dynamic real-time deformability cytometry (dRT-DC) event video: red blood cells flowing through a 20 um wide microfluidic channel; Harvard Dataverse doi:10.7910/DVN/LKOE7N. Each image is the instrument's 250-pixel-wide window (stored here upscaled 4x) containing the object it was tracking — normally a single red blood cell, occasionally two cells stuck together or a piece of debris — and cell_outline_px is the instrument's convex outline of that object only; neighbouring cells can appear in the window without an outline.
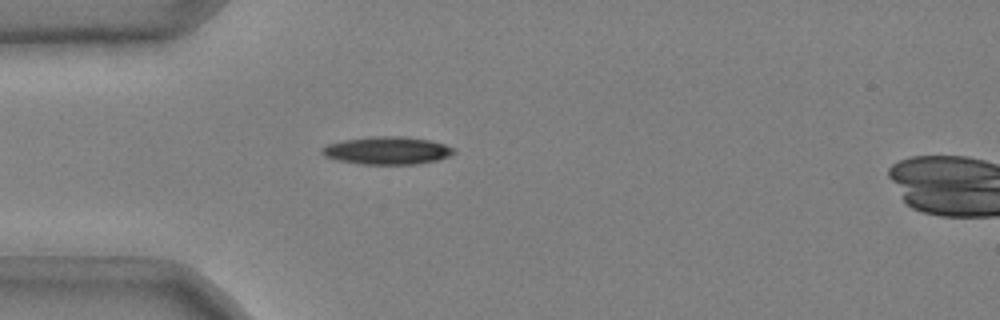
{"species": "common noctule bat (a hibernating species)", "species_latin": "Nyctalus noctula", "temperature_condition": "cold", "stored_images_in_passage": 43, "camera_frame_rate_fps": 3000, "um_per_image_px": 0.085, "animal": {"sex": "male", "body_mass_g": 20.4}, "frame": {"image": 1, "passage_image": 7, "time_ms": 2.0, "image_size_px": [1000, 320], "cell_outline_px": [[456, 152], [448, 156], [436, 160], [416, 164], [360, 164], [336, 160], [324, 156], [320, 152], [320, 148], [328, 144], [344, 140], [372, 136], [400, 136], [428, 140], [444, 144], [452, 148]], "centroid_in_image_um": [32.85, 12.8], "position_along_channel_um": 52.2, "area_um2": 21.21}}
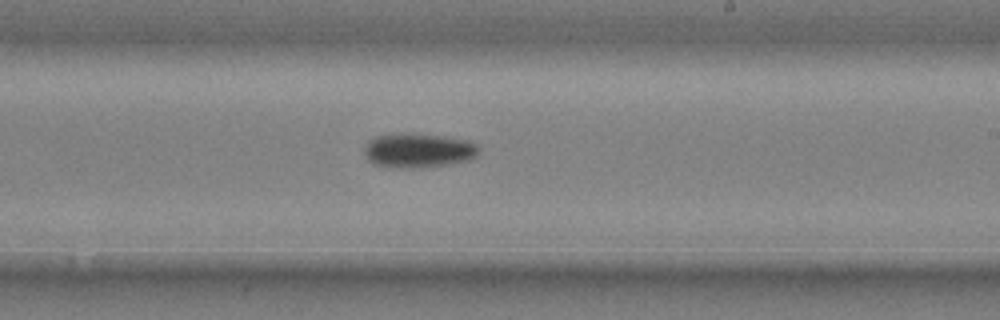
{"frame": {"image": 2, "passage_image": 24, "time_ms": 7.667, "image_size_px": [1000, 320], "cell_outline_px": [[480, 148], [476, 156], [468, 160], [420, 168], [392, 168], [372, 164], [368, 160], [364, 152], [364, 148], [368, 140], [376, 136], [400, 132], [404, 132], [444, 136], [468, 140], [476, 144]], "centroid_in_image_um": [35.51, 12.78], "position_along_channel_um": 253.5, "area_um2": 23.29}}
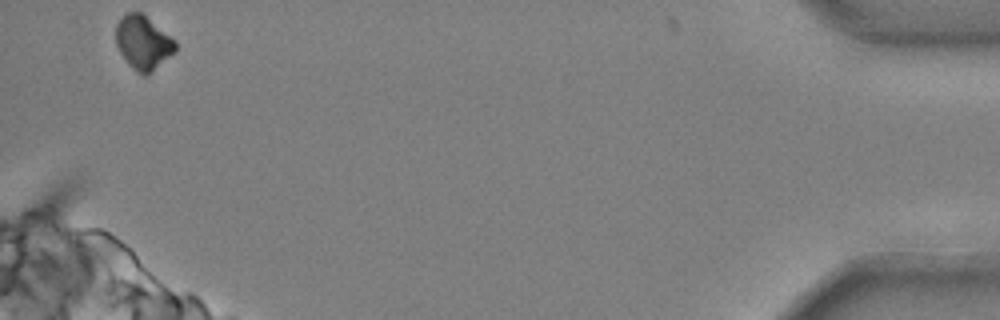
{"frame": {"image": 3, "passage_image": 43, "time_ms": 14.0, "image_size_px": [1000, 320], "cell_outline_px": [[176, 52], [148, 76], [144, 76], [136, 72], [128, 64], [120, 52], [116, 44], [116, 24], [128, 12], [144, 12], [176, 40]], "centroid_in_image_um": [12.21, 3.63], "position_along_channel_um": 423.0, "area_um2": 19.13}, "authors_computed_cell_mechanics": {"area_um2": 21.4438, "velocity_mm_per_s": 3.7038, "shape_relaxation_time_tau1_ms": 8.5194, "shape_relaxation_time_tau2_ms": null, "deformation_change_tau1": 0.206, "deformation_change_tau2": null}}